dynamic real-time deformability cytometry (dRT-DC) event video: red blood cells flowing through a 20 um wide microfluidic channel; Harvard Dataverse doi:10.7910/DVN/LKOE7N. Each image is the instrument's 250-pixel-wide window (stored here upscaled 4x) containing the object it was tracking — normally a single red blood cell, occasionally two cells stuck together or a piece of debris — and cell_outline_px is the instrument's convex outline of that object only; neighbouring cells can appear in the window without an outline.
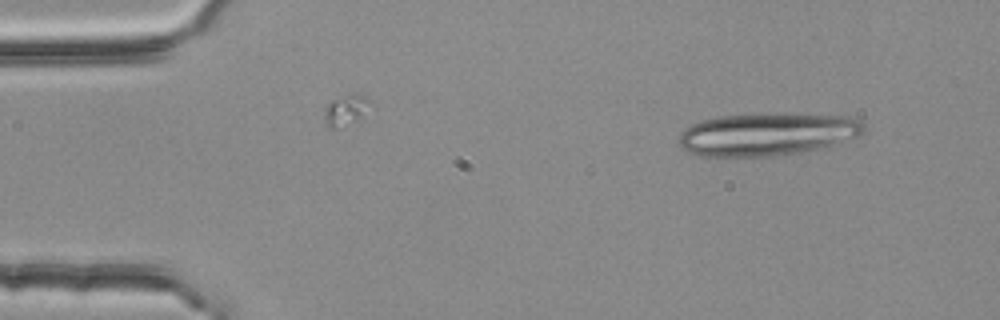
{"species": "common noctule bat (a hibernating species)", "species_latin": "Nyctalus noctula", "temperature_condition": "room temperature", "stored_images_in_passage": 14, "camera_frame_rate_fps": 3000, "um_per_image_px": 0.085, "animal": {"sex": "female", "body_mass_g": 25.1}, "frame": {"image": 1, "passage_image": 1, "time_ms": 0.0, "image_size_px": [1000, 320], "cell_outline_px": [[864, 132], [856, 136], [836, 144], [808, 152], [772, 156], [724, 160], [696, 156], [680, 148], [680, 132], [684, 128], [700, 120], [720, 116], [804, 112], [852, 116], [860, 120], [864, 124]], "centroid_in_image_um": [65.19, 11.44], "position_along_channel_um": 19.8, "area_um2": 48.09}}